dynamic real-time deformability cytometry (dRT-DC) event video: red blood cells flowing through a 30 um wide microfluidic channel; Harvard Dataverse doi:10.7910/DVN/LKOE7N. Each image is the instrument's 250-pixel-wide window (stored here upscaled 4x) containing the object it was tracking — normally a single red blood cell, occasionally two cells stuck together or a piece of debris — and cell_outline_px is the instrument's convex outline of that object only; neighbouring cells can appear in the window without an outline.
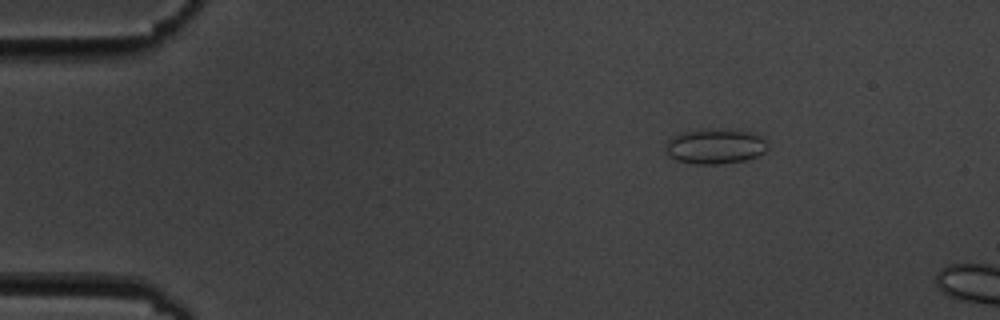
{"species": "common noctule bat (a hibernating species)", "species_latin": "Nyctalus noctula", "temperature_condition": "cold", "stored_images_in_passage": 2, "camera_frame_rate_fps": 3000, "um_per_image_px": 0.085, "animal": {"sex": "male", "body_mass_g": 19.5, "forearm_length_mm": 54.6}, "frame": {"image": 1, "passage_image": 1, "time_ms": 0.0, "image_size_px": [1000, 320], "cell_outline_px": [[768, 148], [764, 152], [756, 156], [744, 160], [720, 164], [696, 164], [676, 160], [668, 156], [664, 152], [668, 140], [672, 136], [680, 132], [704, 128], [716, 128], [748, 132], [760, 136], [768, 144]], "centroid_in_image_um": [60.73, 12.42], "position_along_channel_um": 24.3, "area_um2": 21.1}}